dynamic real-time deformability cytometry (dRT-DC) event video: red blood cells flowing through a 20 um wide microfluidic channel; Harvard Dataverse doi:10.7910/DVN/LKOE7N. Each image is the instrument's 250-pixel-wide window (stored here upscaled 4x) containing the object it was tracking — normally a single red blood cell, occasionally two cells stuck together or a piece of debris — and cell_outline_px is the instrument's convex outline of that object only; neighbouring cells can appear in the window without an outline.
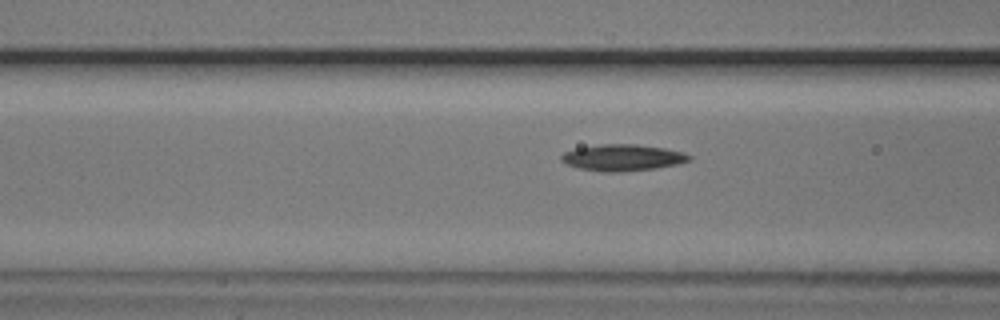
{"species": "common noctule bat (a hibernating species)", "species_latin": "Nyctalus noctula", "temperature_condition": "cold", "stored_images_in_passage": 3, "segment_of_instrument_passage": [2, 2], "camera_frame_rate_fps": 3000, "um_per_image_px": 0.085, "animal": {"sex": "male", "body_mass_g": 20.5, "forearm_length_mm": 52.5}, "frame": {"image": 1, "passage_image": 3, "time_ms": 0.667, "image_size_px": [1000, 320], "cell_outline_px": [[692, 160], [676, 164], [656, 168], [620, 172], [600, 172], [580, 168], [568, 164], [560, 160], [560, 156], [564, 152], [576, 148], [600, 144], [636, 144], [664, 148], [684, 152], [692, 156]], "centroid_in_image_um": [52.93, 13.39], "position_along_channel_um": 113.7, "area_um2": 19.77}}